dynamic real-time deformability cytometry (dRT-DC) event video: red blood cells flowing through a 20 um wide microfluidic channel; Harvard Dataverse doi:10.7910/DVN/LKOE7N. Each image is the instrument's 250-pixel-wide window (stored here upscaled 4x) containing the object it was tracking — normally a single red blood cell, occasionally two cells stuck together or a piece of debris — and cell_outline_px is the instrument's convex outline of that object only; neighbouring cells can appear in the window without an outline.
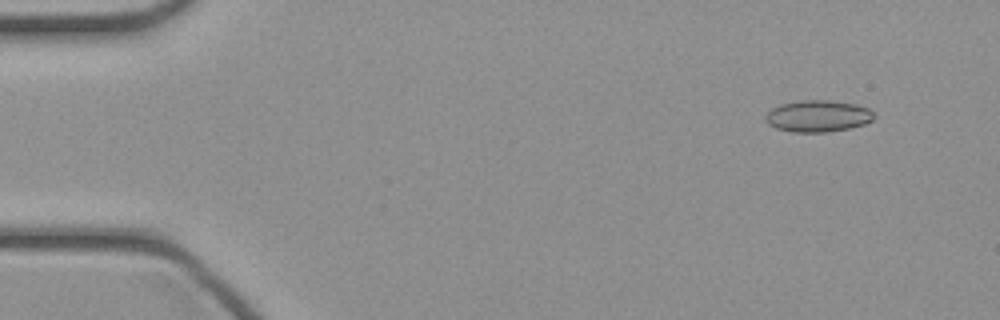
{"species": "common noctule bat (a hibernating species)", "species_latin": "Nyctalus noctula", "temperature_condition": "cold", "stored_images_in_passage": 41, "camera_frame_rate_fps": 3000, "um_per_image_px": 0.085, "animal": {"sex": "female", "body_mass_g": 21.9}, "frame": {"image": 1, "passage_image": 1, "time_ms": 0.0, "image_size_px": [1000, 320], "cell_outline_px": [[876, 116], [872, 120], [864, 124], [848, 128], [824, 132], [792, 132], [776, 128], [768, 124], [764, 120], [764, 116], [772, 108], [780, 104], [800, 100], [828, 100], [856, 104], [868, 108]], "centroid_in_image_um": [69.49, 9.86], "position_along_channel_um": 15.5, "area_um2": 20.06}}
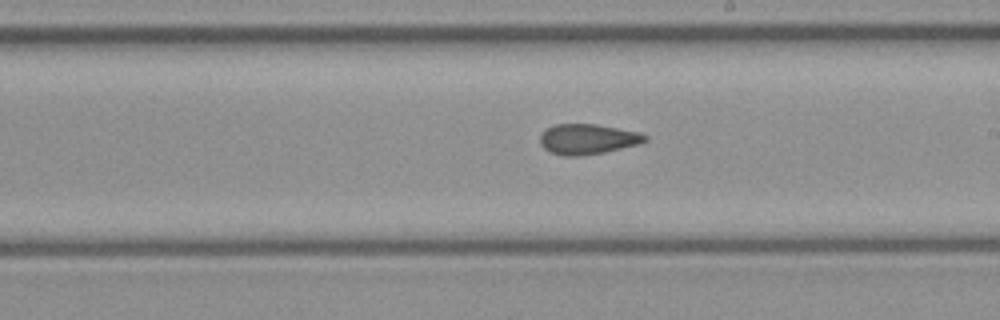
{"frame": {"image": 2, "passage_image": 23, "time_ms": 7.333, "image_size_px": [1000, 320], "cell_outline_px": [[648, 140], [640, 144], [604, 152], [580, 156], [564, 156], [548, 152], [540, 144], [540, 136], [548, 128], [556, 124], [596, 124], [640, 132], [648, 136]], "centroid_in_image_um": [49.97, 11.83], "position_along_channel_um": 239.0, "area_um2": 18.61}}
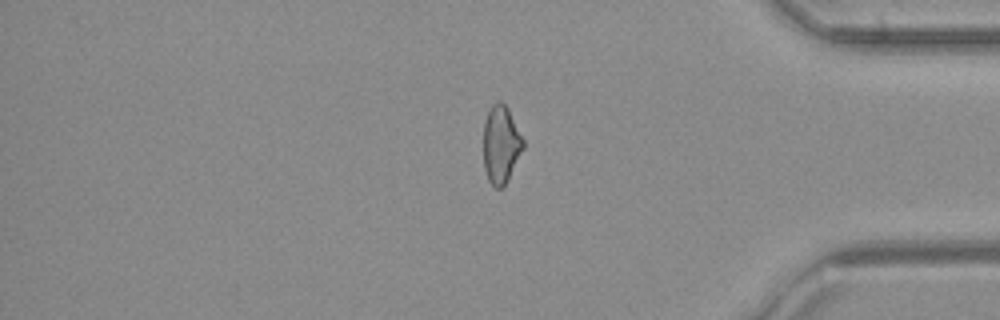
{"frame": {"image": 3, "passage_image": 35, "time_ms": 11.333, "image_size_px": [1000, 320], "cell_outline_px": [[524, 148], [508, 180], [500, 188], [496, 188], [488, 180], [484, 168], [484, 120], [492, 104], [496, 100], [500, 100], [508, 108], [524, 140]], "centroid_in_image_um": [42.58, 12.26], "position_along_channel_um": 392.6, "area_um2": 18.03}}